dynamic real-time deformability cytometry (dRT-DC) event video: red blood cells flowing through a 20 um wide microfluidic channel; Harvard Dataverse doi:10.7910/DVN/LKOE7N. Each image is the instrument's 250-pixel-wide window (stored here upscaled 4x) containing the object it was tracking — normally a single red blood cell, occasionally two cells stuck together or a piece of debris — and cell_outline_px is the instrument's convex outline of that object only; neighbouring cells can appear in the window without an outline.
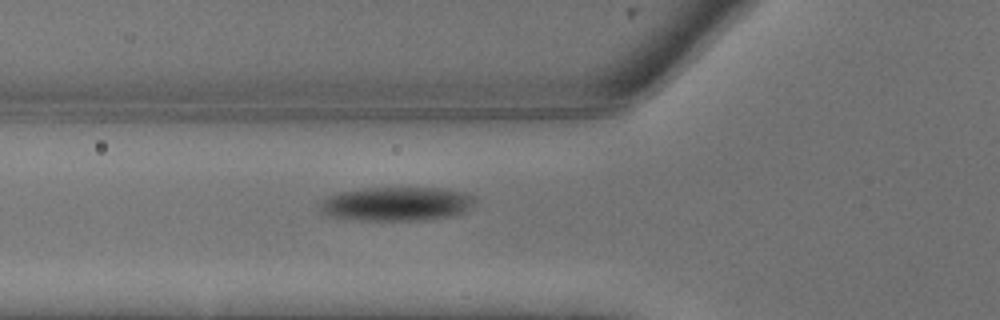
{"species": "common noctule bat (a hibernating species)", "species_latin": "Nyctalus noctula", "temperature_condition": "warm", "stored_images_in_passage": 2, "camera_frame_rate_fps": 3000, "um_per_image_px": 0.085, "animal": {"sex": "male", "body_mass_g": 13.3}, "frame": {"image": 1, "passage_image": 2, "time_ms": 0.333, "image_size_px": [1000, 320], "cell_outline_px": [[476, 196], [468, 212], [452, 216], [428, 220], [352, 220], [328, 216], [320, 212], [320, 200], [328, 196], [340, 192], [360, 188], [448, 188], [464, 192]], "centroid_in_image_um": [33.72, 17.33], "position_along_channel_um": 92.1, "area_um2": 31.27}}